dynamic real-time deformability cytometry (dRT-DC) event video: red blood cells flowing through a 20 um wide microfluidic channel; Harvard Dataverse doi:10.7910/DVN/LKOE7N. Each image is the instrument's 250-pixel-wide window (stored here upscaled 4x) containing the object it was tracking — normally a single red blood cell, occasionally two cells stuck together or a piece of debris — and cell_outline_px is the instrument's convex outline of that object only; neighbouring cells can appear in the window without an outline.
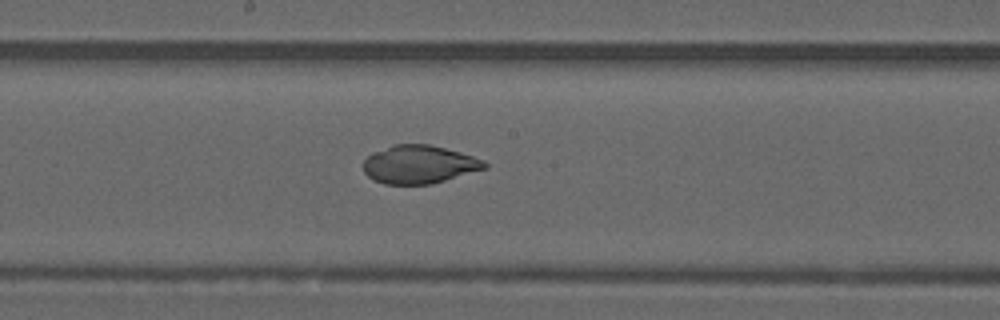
{"species": "common noctule bat (a hibernating species)", "species_latin": "Nyctalus noctula", "temperature_condition": "warm", "stored_images_in_passage": 49, "camera_frame_rate_fps": 3000, "um_per_image_px": 0.085, "animal": {"sex": "male", "forearm_length_mm": 52.5}, "frame": {"image": 1, "passage_image": 26, "time_ms": 8.333, "image_size_px": [1000, 320], "cell_outline_px": [[488, 168], [444, 180], [428, 184], [384, 184], [372, 180], [364, 172], [364, 160], [372, 152], [392, 144], [428, 144], [460, 152], [484, 160], [488, 164]], "centroid_in_image_um": [35.61, 13.97], "position_along_channel_um": 212.6, "area_um2": 26.99}}
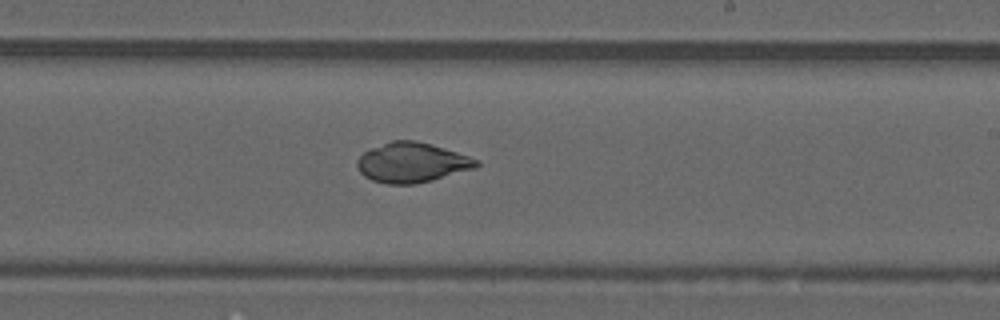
{"frame": {"image": 2, "passage_image": 29, "time_ms": 9.333, "image_size_px": [1000, 320], "cell_outline_px": [[480, 164], [476, 168], [432, 180], [416, 184], [384, 184], [372, 180], [364, 176], [360, 172], [356, 164], [356, 160], [368, 148], [392, 140], [416, 140], [432, 144], [480, 160]], "centroid_in_image_um": [34.99, 13.81], "position_along_channel_um": 254.0, "area_um2": 27.92}}